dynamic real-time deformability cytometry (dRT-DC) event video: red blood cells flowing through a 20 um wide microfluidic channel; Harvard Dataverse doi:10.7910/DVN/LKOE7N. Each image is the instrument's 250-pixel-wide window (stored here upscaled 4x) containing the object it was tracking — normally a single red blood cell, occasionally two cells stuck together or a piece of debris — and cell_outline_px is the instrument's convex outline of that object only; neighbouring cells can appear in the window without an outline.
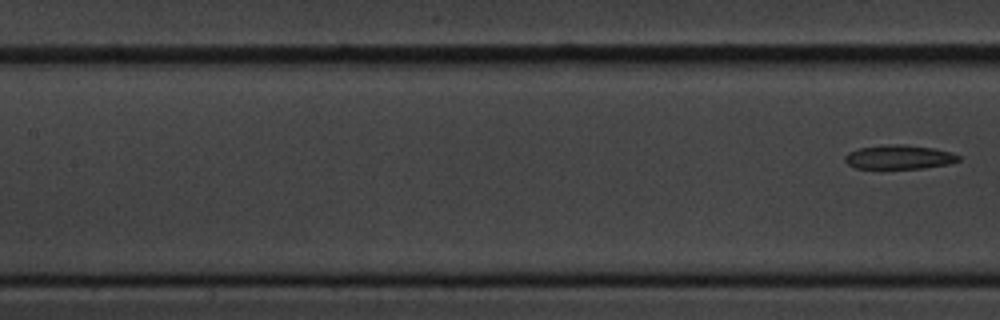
{"species": "common noctule bat (a hibernating species)", "species_latin": "Nyctalus noctula", "temperature_condition": "cold", "stored_images_in_passage": 8, "segment_of_instrument_passage": [2, 2], "camera_frame_rate_fps": 3000, "um_per_image_px": 0.085, "animal": {"sex": "male", "body_mass_g": 20.1, "forearm_length_mm": 53.5}, "frame": {"image": 1, "passage_image": 8, "time_ms": 9.0, "image_size_px": [1000, 320], "cell_outline_px": [[960, 160], [948, 164], [924, 168], [856, 168], [848, 164], [844, 160], [844, 156], [848, 152], [860, 148], [888, 144], [904, 144], [932, 148], [952, 152], [960, 156]], "centroid_in_image_um": [76.43, 13.34], "position_along_channel_um": 131.0, "area_um2": 15.9}}